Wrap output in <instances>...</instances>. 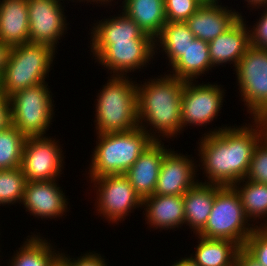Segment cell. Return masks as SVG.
Returning a JSON list of instances; mask_svg holds the SVG:
<instances>
[{
	"label": "cell",
	"instance_id": "cell-23",
	"mask_svg": "<svg viewBox=\"0 0 267 266\" xmlns=\"http://www.w3.org/2000/svg\"><path fill=\"white\" fill-rule=\"evenodd\" d=\"M213 67L208 42L195 38L183 55L169 68L172 71L167 74L183 81H195Z\"/></svg>",
	"mask_w": 267,
	"mask_h": 266
},
{
	"label": "cell",
	"instance_id": "cell-3",
	"mask_svg": "<svg viewBox=\"0 0 267 266\" xmlns=\"http://www.w3.org/2000/svg\"><path fill=\"white\" fill-rule=\"evenodd\" d=\"M88 178L125 174L154 139L141 127L125 132L96 134Z\"/></svg>",
	"mask_w": 267,
	"mask_h": 266
},
{
	"label": "cell",
	"instance_id": "cell-26",
	"mask_svg": "<svg viewBox=\"0 0 267 266\" xmlns=\"http://www.w3.org/2000/svg\"><path fill=\"white\" fill-rule=\"evenodd\" d=\"M27 237L19 251H14L13 257L9 258L8 266H55L58 263L60 251L51 245V240L44 239L38 232Z\"/></svg>",
	"mask_w": 267,
	"mask_h": 266
},
{
	"label": "cell",
	"instance_id": "cell-15",
	"mask_svg": "<svg viewBox=\"0 0 267 266\" xmlns=\"http://www.w3.org/2000/svg\"><path fill=\"white\" fill-rule=\"evenodd\" d=\"M57 180L27 181L21 204L31 216L55 220L68 211V198Z\"/></svg>",
	"mask_w": 267,
	"mask_h": 266
},
{
	"label": "cell",
	"instance_id": "cell-22",
	"mask_svg": "<svg viewBox=\"0 0 267 266\" xmlns=\"http://www.w3.org/2000/svg\"><path fill=\"white\" fill-rule=\"evenodd\" d=\"M200 181L183 195L185 225L195 235L205 227L216 195V184Z\"/></svg>",
	"mask_w": 267,
	"mask_h": 266
},
{
	"label": "cell",
	"instance_id": "cell-9",
	"mask_svg": "<svg viewBox=\"0 0 267 266\" xmlns=\"http://www.w3.org/2000/svg\"><path fill=\"white\" fill-rule=\"evenodd\" d=\"M96 194L95 205L96 213L107 220L109 223L123 222L129 213L135 209H142L143 201L136 194L125 174L105 175L98 178H89ZM96 190V191H95Z\"/></svg>",
	"mask_w": 267,
	"mask_h": 266
},
{
	"label": "cell",
	"instance_id": "cell-7",
	"mask_svg": "<svg viewBox=\"0 0 267 266\" xmlns=\"http://www.w3.org/2000/svg\"><path fill=\"white\" fill-rule=\"evenodd\" d=\"M47 86L42 82L9 96L11 124L26 137L45 136L52 125L55 105Z\"/></svg>",
	"mask_w": 267,
	"mask_h": 266
},
{
	"label": "cell",
	"instance_id": "cell-41",
	"mask_svg": "<svg viewBox=\"0 0 267 266\" xmlns=\"http://www.w3.org/2000/svg\"><path fill=\"white\" fill-rule=\"evenodd\" d=\"M203 2H213V1H216V0H202Z\"/></svg>",
	"mask_w": 267,
	"mask_h": 266
},
{
	"label": "cell",
	"instance_id": "cell-2",
	"mask_svg": "<svg viewBox=\"0 0 267 266\" xmlns=\"http://www.w3.org/2000/svg\"><path fill=\"white\" fill-rule=\"evenodd\" d=\"M158 77L137 83V119L139 127L155 141H165V137L177 138L182 132L181 100L185 81L166 73Z\"/></svg>",
	"mask_w": 267,
	"mask_h": 266
},
{
	"label": "cell",
	"instance_id": "cell-17",
	"mask_svg": "<svg viewBox=\"0 0 267 266\" xmlns=\"http://www.w3.org/2000/svg\"><path fill=\"white\" fill-rule=\"evenodd\" d=\"M162 142L154 140L125 173L142 201L154 194L161 164L168 150Z\"/></svg>",
	"mask_w": 267,
	"mask_h": 266
},
{
	"label": "cell",
	"instance_id": "cell-16",
	"mask_svg": "<svg viewBox=\"0 0 267 266\" xmlns=\"http://www.w3.org/2000/svg\"><path fill=\"white\" fill-rule=\"evenodd\" d=\"M220 3V0L204 2L186 21L195 38L210 42L226 32L242 17L236 9L233 10Z\"/></svg>",
	"mask_w": 267,
	"mask_h": 266
},
{
	"label": "cell",
	"instance_id": "cell-29",
	"mask_svg": "<svg viewBox=\"0 0 267 266\" xmlns=\"http://www.w3.org/2000/svg\"><path fill=\"white\" fill-rule=\"evenodd\" d=\"M26 138L12 124L0 131V170L21 167Z\"/></svg>",
	"mask_w": 267,
	"mask_h": 266
},
{
	"label": "cell",
	"instance_id": "cell-39",
	"mask_svg": "<svg viewBox=\"0 0 267 266\" xmlns=\"http://www.w3.org/2000/svg\"><path fill=\"white\" fill-rule=\"evenodd\" d=\"M170 266H198V265L194 263L189 257H182L181 259L173 262V264Z\"/></svg>",
	"mask_w": 267,
	"mask_h": 266
},
{
	"label": "cell",
	"instance_id": "cell-20",
	"mask_svg": "<svg viewBox=\"0 0 267 266\" xmlns=\"http://www.w3.org/2000/svg\"><path fill=\"white\" fill-rule=\"evenodd\" d=\"M120 14L98 20L90 29V44H114V41H154L122 10Z\"/></svg>",
	"mask_w": 267,
	"mask_h": 266
},
{
	"label": "cell",
	"instance_id": "cell-6",
	"mask_svg": "<svg viewBox=\"0 0 267 266\" xmlns=\"http://www.w3.org/2000/svg\"><path fill=\"white\" fill-rule=\"evenodd\" d=\"M256 227L246 218L241 198L233 186L216 184V195L205 227L197 234L209 239H226L243 247Z\"/></svg>",
	"mask_w": 267,
	"mask_h": 266
},
{
	"label": "cell",
	"instance_id": "cell-38",
	"mask_svg": "<svg viewBox=\"0 0 267 266\" xmlns=\"http://www.w3.org/2000/svg\"><path fill=\"white\" fill-rule=\"evenodd\" d=\"M11 46L0 41V79L8 62Z\"/></svg>",
	"mask_w": 267,
	"mask_h": 266
},
{
	"label": "cell",
	"instance_id": "cell-19",
	"mask_svg": "<svg viewBox=\"0 0 267 266\" xmlns=\"http://www.w3.org/2000/svg\"><path fill=\"white\" fill-rule=\"evenodd\" d=\"M142 207L145 224L150 229L160 231L182 228L185 226V210L183 195H152L143 200ZM145 212V213H144Z\"/></svg>",
	"mask_w": 267,
	"mask_h": 266
},
{
	"label": "cell",
	"instance_id": "cell-5",
	"mask_svg": "<svg viewBox=\"0 0 267 266\" xmlns=\"http://www.w3.org/2000/svg\"><path fill=\"white\" fill-rule=\"evenodd\" d=\"M55 51L52 46L40 43L12 46L0 79L1 93L9 97L19 90L47 82Z\"/></svg>",
	"mask_w": 267,
	"mask_h": 266
},
{
	"label": "cell",
	"instance_id": "cell-33",
	"mask_svg": "<svg viewBox=\"0 0 267 266\" xmlns=\"http://www.w3.org/2000/svg\"><path fill=\"white\" fill-rule=\"evenodd\" d=\"M243 248L260 264L267 266V227L255 228Z\"/></svg>",
	"mask_w": 267,
	"mask_h": 266
},
{
	"label": "cell",
	"instance_id": "cell-13",
	"mask_svg": "<svg viewBox=\"0 0 267 266\" xmlns=\"http://www.w3.org/2000/svg\"><path fill=\"white\" fill-rule=\"evenodd\" d=\"M61 1L65 0H27L29 42L47 44L57 50L58 40L69 28Z\"/></svg>",
	"mask_w": 267,
	"mask_h": 266
},
{
	"label": "cell",
	"instance_id": "cell-31",
	"mask_svg": "<svg viewBox=\"0 0 267 266\" xmlns=\"http://www.w3.org/2000/svg\"><path fill=\"white\" fill-rule=\"evenodd\" d=\"M245 179L267 184V134L254 148Z\"/></svg>",
	"mask_w": 267,
	"mask_h": 266
},
{
	"label": "cell",
	"instance_id": "cell-24",
	"mask_svg": "<svg viewBox=\"0 0 267 266\" xmlns=\"http://www.w3.org/2000/svg\"><path fill=\"white\" fill-rule=\"evenodd\" d=\"M122 11L153 39L166 24L164 0H123Z\"/></svg>",
	"mask_w": 267,
	"mask_h": 266
},
{
	"label": "cell",
	"instance_id": "cell-21",
	"mask_svg": "<svg viewBox=\"0 0 267 266\" xmlns=\"http://www.w3.org/2000/svg\"><path fill=\"white\" fill-rule=\"evenodd\" d=\"M0 41L11 47L29 42L27 0H0Z\"/></svg>",
	"mask_w": 267,
	"mask_h": 266
},
{
	"label": "cell",
	"instance_id": "cell-40",
	"mask_svg": "<svg viewBox=\"0 0 267 266\" xmlns=\"http://www.w3.org/2000/svg\"><path fill=\"white\" fill-rule=\"evenodd\" d=\"M247 2V7L255 8L259 6H267V0H244Z\"/></svg>",
	"mask_w": 267,
	"mask_h": 266
},
{
	"label": "cell",
	"instance_id": "cell-10",
	"mask_svg": "<svg viewBox=\"0 0 267 266\" xmlns=\"http://www.w3.org/2000/svg\"><path fill=\"white\" fill-rule=\"evenodd\" d=\"M90 49L95 62L104 65L107 72L110 70V75L128 76L127 73L147 67L155 58L154 41H114V44H90Z\"/></svg>",
	"mask_w": 267,
	"mask_h": 266
},
{
	"label": "cell",
	"instance_id": "cell-1",
	"mask_svg": "<svg viewBox=\"0 0 267 266\" xmlns=\"http://www.w3.org/2000/svg\"><path fill=\"white\" fill-rule=\"evenodd\" d=\"M250 120L243 126H216L198 140L197 171H204V183L233 186L245 179L254 148L267 134L266 119Z\"/></svg>",
	"mask_w": 267,
	"mask_h": 266
},
{
	"label": "cell",
	"instance_id": "cell-28",
	"mask_svg": "<svg viewBox=\"0 0 267 266\" xmlns=\"http://www.w3.org/2000/svg\"><path fill=\"white\" fill-rule=\"evenodd\" d=\"M233 187L241 198L246 218L251 223L254 222L256 228L267 227V184L242 179Z\"/></svg>",
	"mask_w": 267,
	"mask_h": 266
},
{
	"label": "cell",
	"instance_id": "cell-27",
	"mask_svg": "<svg viewBox=\"0 0 267 266\" xmlns=\"http://www.w3.org/2000/svg\"><path fill=\"white\" fill-rule=\"evenodd\" d=\"M193 40H195V36L186 22L167 21L160 34L154 39L155 56L160 51L164 52L167 56L165 59L168 60V66L170 67L183 55V52Z\"/></svg>",
	"mask_w": 267,
	"mask_h": 266
},
{
	"label": "cell",
	"instance_id": "cell-36",
	"mask_svg": "<svg viewBox=\"0 0 267 266\" xmlns=\"http://www.w3.org/2000/svg\"><path fill=\"white\" fill-rule=\"evenodd\" d=\"M11 125L10 101L0 92V131Z\"/></svg>",
	"mask_w": 267,
	"mask_h": 266
},
{
	"label": "cell",
	"instance_id": "cell-35",
	"mask_svg": "<svg viewBox=\"0 0 267 266\" xmlns=\"http://www.w3.org/2000/svg\"><path fill=\"white\" fill-rule=\"evenodd\" d=\"M250 8V10H263V14L257 19L256 24L249 27L250 30V45L253 47L265 48L267 46V6ZM265 8V9H264Z\"/></svg>",
	"mask_w": 267,
	"mask_h": 266
},
{
	"label": "cell",
	"instance_id": "cell-14",
	"mask_svg": "<svg viewBox=\"0 0 267 266\" xmlns=\"http://www.w3.org/2000/svg\"><path fill=\"white\" fill-rule=\"evenodd\" d=\"M168 148L165 152L154 195H184L198 181L194 157ZM192 158V159H191ZM195 161V162H194Z\"/></svg>",
	"mask_w": 267,
	"mask_h": 266
},
{
	"label": "cell",
	"instance_id": "cell-34",
	"mask_svg": "<svg viewBox=\"0 0 267 266\" xmlns=\"http://www.w3.org/2000/svg\"><path fill=\"white\" fill-rule=\"evenodd\" d=\"M104 255L96 253V251H87L85 254L81 253V256L70 258L67 254L62 251L58 257V263L61 266H107V260H105Z\"/></svg>",
	"mask_w": 267,
	"mask_h": 266
},
{
	"label": "cell",
	"instance_id": "cell-25",
	"mask_svg": "<svg viewBox=\"0 0 267 266\" xmlns=\"http://www.w3.org/2000/svg\"><path fill=\"white\" fill-rule=\"evenodd\" d=\"M195 253L188 256L198 266H235L241 248L237 243L226 239H209L199 235Z\"/></svg>",
	"mask_w": 267,
	"mask_h": 266
},
{
	"label": "cell",
	"instance_id": "cell-30",
	"mask_svg": "<svg viewBox=\"0 0 267 266\" xmlns=\"http://www.w3.org/2000/svg\"><path fill=\"white\" fill-rule=\"evenodd\" d=\"M26 183L21 167L0 170V206L21 204Z\"/></svg>",
	"mask_w": 267,
	"mask_h": 266
},
{
	"label": "cell",
	"instance_id": "cell-32",
	"mask_svg": "<svg viewBox=\"0 0 267 266\" xmlns=\"http://www.w3.org/2000/svg\"><path fill=\"white\" fill-rule=\"evenodd\" d=\"M203 3L202 0H164L166 19L186 22Z\"/></svg>",
	"mask_w": 267,
	"mask_h": 266
},
{
	"label": "cell",
	"instance_id": "cell-4",
	"mask_svg": "<svg viewBox=\"0 0 267 266\" xmlns=\"http://www.w3.org/2000/svg\"><path fill=\"white\" fill-rule=\"evenodd\" d=\"M133 77L111 75L95 99L96 134L125 132L139 126L137 81Z\"/></svg>",
	"mask_w": 267,
	"mask_h": 266
},
{
	"label": "cell",
	"instance_id": "cell-37",
	"mask_svg": "<svg viewBox=\"0 0 267 266\" xmlns=\"http://www.w3.org/2000/svg\"><path fill=\"white\" fill-rule=\"evenodd\" d=\"M235 266H263L253 258L243 247L237 253Z\"/></svg>",
	"mask_w": 267,
	"mask_h": 266
},
{
	"label": "cell",
	"instance_id": "cell-18",
	"mask_svg": "<svg viewBox=\"0 0 267 266\" xmlns=\"http://www.w3.org/2000/svg\"><path fill=\"white\" fill-rule=\"evenodd\" d=\"M242 16L226 32L208 42L209 53L214 68L232 64L235 68L250 45V29ZM247 25V26H246Z\"/></svg>",
	"mask_w": 267,
	"mask_h": 266
},
{
	"label": "cell",
	"instance_id": "cell-12",
	"mask_svg": "<svg viewBox=\"0 0 267 266\" xmlns=\"http://www.w3.org/2000/svg\"><path fill=\"white\" fill-rule=\"evenodd\" d=\"M59 144V140L46 135L26 138L21 169L27 181L55 180L61 177L65 156Z\"/></svg>",
	"mask_w": 267,
	"mask_h": 266
},
{
	"label": "cell",
	"instance_id": "cell-8",
	"mask_svg": "<svg viewBox=\"0 0 267 266\" xmlns=\"http://www.w3.org/2000/svg\"><path fill=\"white\" fill-rule=\"evenodd\" d=\"M233 70L249 119H267V49L250 46Z\"/></svg>",
	"mask_w": 267,
	"mask_h": 266
},
{
	"label": "cell",
	"instance_id": "cell-11",
	"mask_svg": "<svg viewBox=\"0 0 267 266\" xmlns=\"http://www.w3.org/2000/svg\"><path fill=\"white\" fill-rule=\"evenodd\" d=\"M198 80L185 81L181 100V123L182 131L187 126H207L220 116L218 113L225 97V89L217 83L211 84ZM210 83V84H209ZM185 127V128H184Z\"/></svg>",
	"mask_w": 267,
	"mask_h": 266
}]
</instances>
